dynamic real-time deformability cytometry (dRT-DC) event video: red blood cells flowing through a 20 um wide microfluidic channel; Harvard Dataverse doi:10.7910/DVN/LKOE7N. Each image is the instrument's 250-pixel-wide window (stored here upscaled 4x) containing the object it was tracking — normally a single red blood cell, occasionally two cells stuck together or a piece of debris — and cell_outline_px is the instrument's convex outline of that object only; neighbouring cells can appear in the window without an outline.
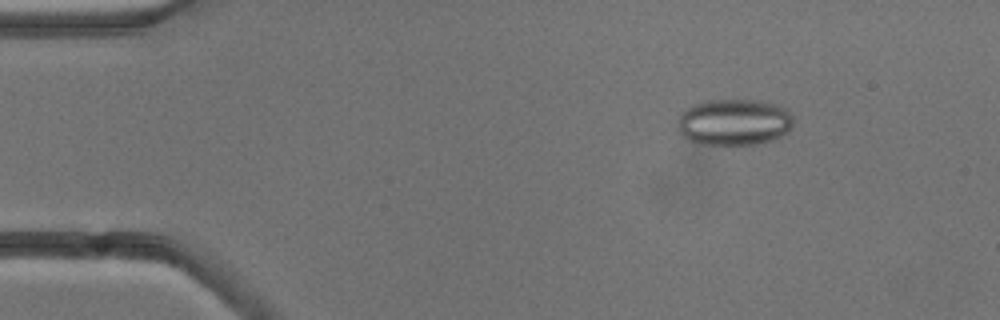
{"species": "common noctule bat (a hibernating species)", "species_latin": "Nyctalus noctula", "temperature_condition": "cold", "stored_images_in_passage": 6, "camera_frame_rate_fps": 3000, "um_per_image_px": 0.085, "animal": {"sex": "male", "body_mass_g": 13.3}, "frame": {"image": 1, "passage_image": 3, "time_ms": 2.333, "image_size_px": [1000, 320], "cell_outline_px": [[792, 124], [788, 132], [772, 140], [756, 144], [728, 148], [700, 144], [688, 140], [676, 128], [680, 112], [696, 104], [708, 100], [756, 100], [776, 104], [788, 108], [792, 116]], "centroid_in_image_um": [62.39, 10.43], "position_along_channel_um": 22.6, "area_um2": 32.19}}